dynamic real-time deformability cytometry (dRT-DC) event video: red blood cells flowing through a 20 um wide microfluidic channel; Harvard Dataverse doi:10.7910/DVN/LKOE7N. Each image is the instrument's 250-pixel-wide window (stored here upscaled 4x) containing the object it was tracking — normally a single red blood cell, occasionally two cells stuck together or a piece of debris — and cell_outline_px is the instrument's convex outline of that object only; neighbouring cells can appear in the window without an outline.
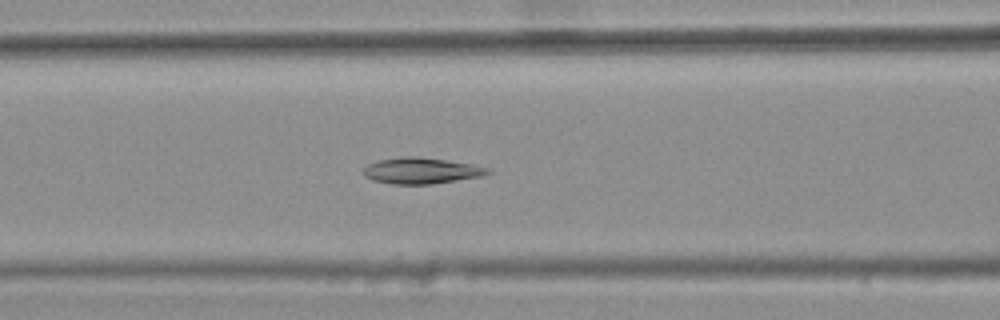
{"species": "common noctule bat (a hibernating species)", "species_latin": "Nyctalus noctula", "temperature_condition": "warm", "stored_images_in_passage": 34, "camera_frame_rate_fps": 3000, "um_per_image_px": 0.085, "animal": {"sex": "female", "body_mass_g": 25.1}, "frame": {"image": 1, "passage_image": 10, "time_ms": 3.0, "image_size_px": [1000, 320], "cell_outline_px": [[492, 172], [484, 176], [432, 184], [392, 184], [372, 180], [364, 176], [364, 168], [368, 164], [376, 160], [404, 156], [416, 156], [472, 164], [488, 168]], "centroid_in_image_um": [35.8, 14.51], "position_along_channel_um": 130.8, "area_um2": 18.96}}
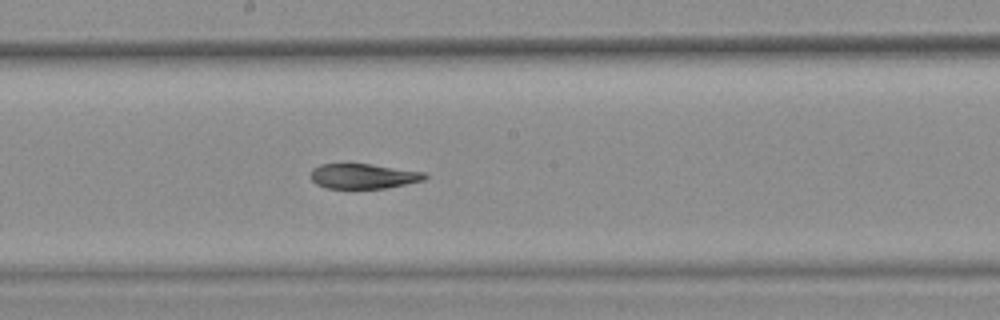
{"frame": {"image": 2, "passage_image": 17, "time_ms": 5.333, "image_size_px": [1000, 320], "cell_outline_px": [[428, 176], [424, 180], [384, 188], [324, 188], [316, 184], [308, 176], [312, 168], [320, 164], [372, 164], [424, 172]], "centroid_in_image_um": [30.82, 14.97], "position_along_channel_um": 217.4, "area_um2": 16.65}}
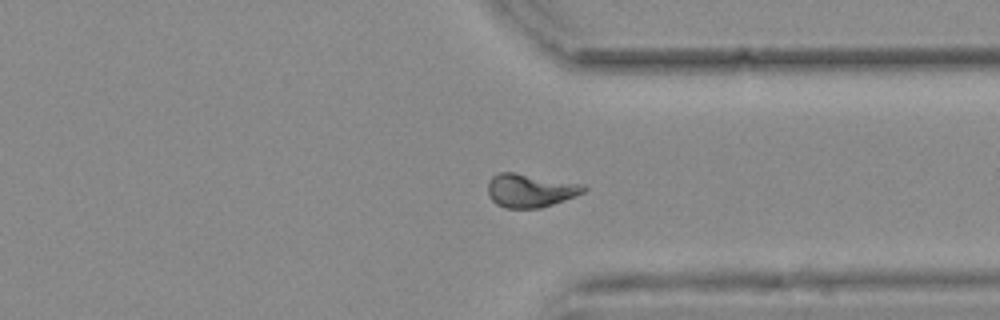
{"frame": {"image": 3, "passage_image": 29, "time_ms": 9.333, "image_size_px": [1000, 320], "cell_outline_px": [[588, 188], [584, 192], [564, 200], [540, 208], [504, 208], [496, 204], [488, 196], [488, 180], [492, 176], [500, 172], [512, 172], [584, 184]], "centroid_in_image_um": [45.04, 16.19], "position_along_channel_um": 366.4, "area_um2": 18.67}, "authors_computed_cell_mechanics": {"area_um2": 18.2359, "velocity_mm_per_s": 3.7235, "shape_relaxation_time_tau1_ms": null, "shape_relaxation_time_tau2_ms": 4.059, "deformation_change_tau1": null, "deformation_change_tau2": 0.0737}}